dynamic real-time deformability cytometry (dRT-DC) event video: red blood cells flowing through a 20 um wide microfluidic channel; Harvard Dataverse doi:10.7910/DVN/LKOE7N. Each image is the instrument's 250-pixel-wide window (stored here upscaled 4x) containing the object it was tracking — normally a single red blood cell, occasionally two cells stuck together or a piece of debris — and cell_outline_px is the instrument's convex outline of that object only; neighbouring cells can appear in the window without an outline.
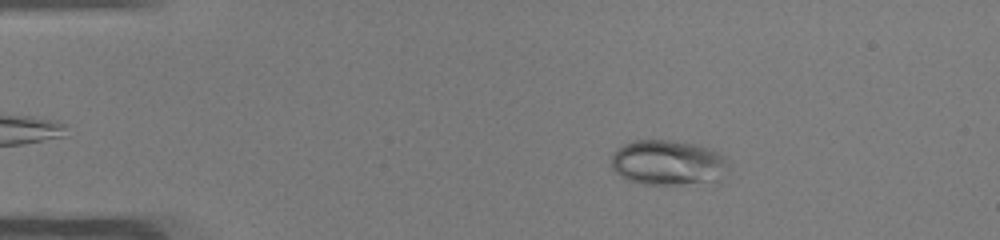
{"species": "common noctule bat (a hibernating species)", "species_latin": "Nyctalus noctula", "temperature_condition": "warm", "stored_images_in_passage": 47, "camera_frame_rate_fps": 3000, "um_per_image_px": 0.085, "animal": {"sex": "male", "body_mass_g": 19.0, "forearm_length_mm": 50.8}, "frame": {"image": 1, "passage_image": 6, "time_ms": 1.667, "image_size_px": [1000, 240], "cell_outline_px": [[708, 160], [692, 180], [644, 180], [632, 176], [616, 168], [616, 156], [624, 148], [632, 144], [676, 144], [692, 148], [700, 152]], "centroid_in_image_um": [56.14, 13.76], "position_along_channel_um": 28.9, "area_um2": 19.83}}
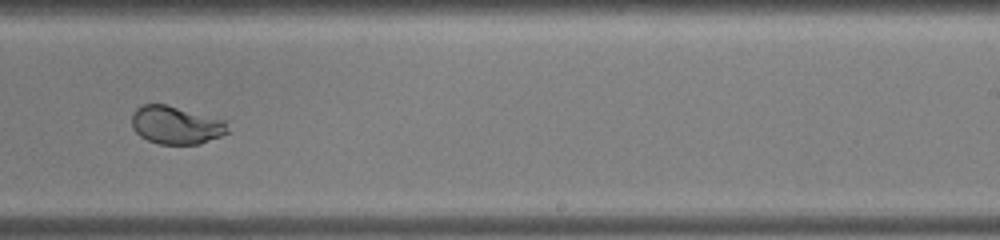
{"frame": {"image": 2, "passage_image": 29, "time_ms": 9.333, "image_size_px": [1000, 240], "cell_outline_px": [[228, 132], [196, 144], [160, 144], [148, 140], [136, 132], [132, 124], [132, 116], [144, 104], [164, 104], [224, 124]], "centroid_in_image_um": [14.81, 10.67], "position_along_channel_um": 274.2, "area_um2": 19.48}}
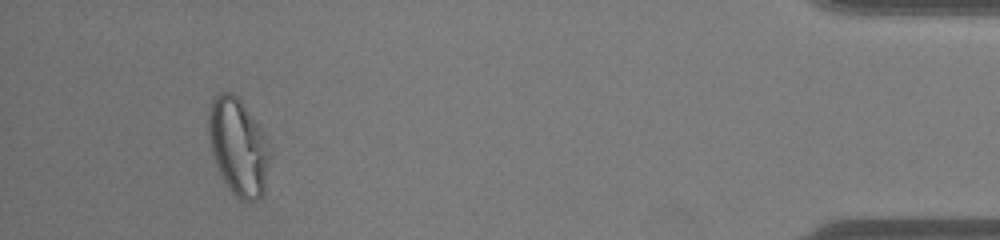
{"frame": {"image": 3, "passage_image": 44, "time_ms": 14.333, "image_size_px": [1000, 240], "cell_outline_px": [[260, 196], [240, 196], [232, 188], [224, 176], [216, 160], [212, 144], [212, 104], [220, 96], [232, 96], [240, 104], [248, 120], [260, 156]], "centroid_in_image_um": [20.03, 12.49], "position_along_channel_um": 415.2, "area_um2": 25.72}, "authors_computed_cell_mechanics": {"area_um2": 19.9988, "velocity_mm_per_s": 4.0433, "shape_relaxation_time_tau1_ms": 6.0277, "shape_relaxation_time_tau2_ms": null, "deformation_change_tau1": 0.1823, "deformation_change_tau2": null}}